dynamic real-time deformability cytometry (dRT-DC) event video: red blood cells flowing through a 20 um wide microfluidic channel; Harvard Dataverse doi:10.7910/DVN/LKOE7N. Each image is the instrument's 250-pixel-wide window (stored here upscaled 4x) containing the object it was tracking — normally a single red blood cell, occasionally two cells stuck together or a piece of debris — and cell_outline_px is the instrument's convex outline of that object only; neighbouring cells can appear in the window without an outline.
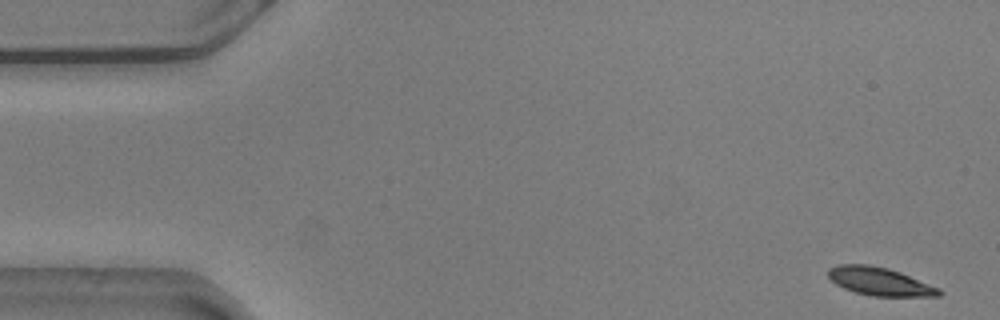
{"species": "common noctule bat (a hibernating species)", "species_latin": "Nyctalus noctula", "temperature_condition": "warm", "stored_images_in_passage": 56, "camera_frame_rate_fps": 3000, "um_per_image_px": 0.085, "animal": {"sex": "male", "body_mass_g": 20.5, "forearm_length_mm": 52.5}, "frame": {"image": 1, "passage_image": 1, "time_ms": 0.0, "image_size_px": [1000, 320], "cell_outline_px": [[944, 292], [940, 296], [872, 296], [856, 292], [844, 288], [836, 284], [828, 276], [828, 268], [840, 264], [868, 264], [888, 268], [900, 272], [940, 288]], "centroid_in_image_um": [74.79, 23.92], "position_along_channel_um": 10.2, "area_um2": 18.15}}
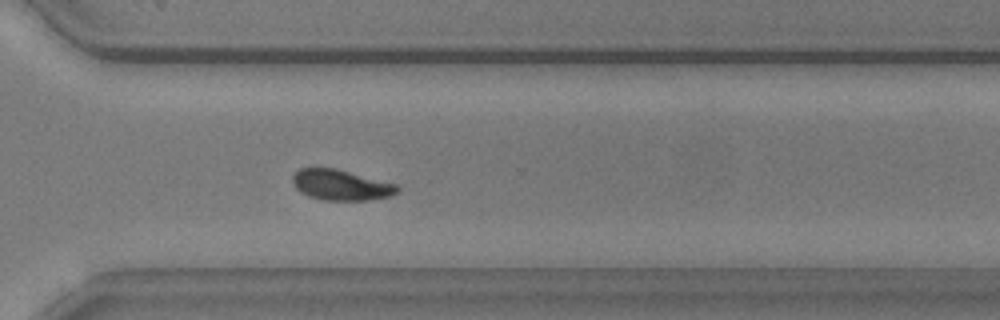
{"frame": {"image": 2, "passage_image": 39, "time_ms": 12.667, "image_size_px": [1000, 320], "cell_outline_px": [[400, 192], [392, 196], [368, 200], [320, 200], [308, 196], [300, 192], [292, 184], [292, 176], [300, 168], [336, 168], [396, 184], [400, 188]], "centroid_in_image_um": [28.98, 15.73], "position_along_channel_um": 341.6, "area_um2": 18.84}}
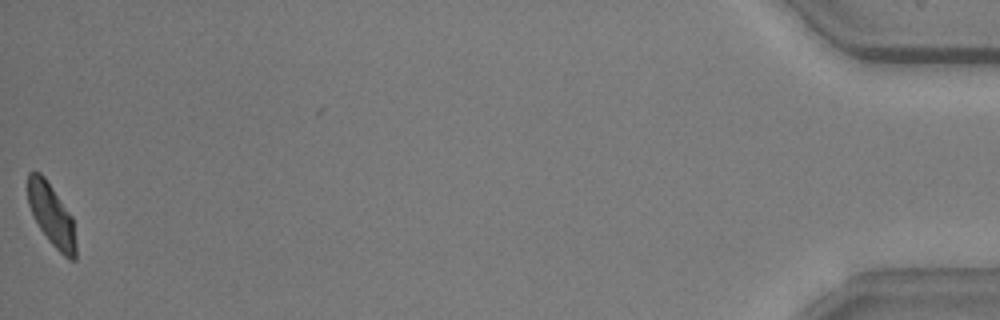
{"frame": {"image": 3, "passage_image": 55, "time_ms": 18.0, "image_size_px": [1000, 320], "cell_outline_px": [[76, 260], [68, 260], [48, 240], [40, 228], [28, 204], [28, 172], [40, 172], [44, 176], [72, 216], [76, 244]], "centroid_in_image_um": [4.39, 18.29], "position_along_channel_um": 430.8, "area_um2": 17.17}, "authors_computed_cell_mechanics": {"area_um2": 18.6983, "velocity_mm_per_s": 3.5877, "shape_relaxation_time_tau1_ms": 2.3038, "shape_relaxation_time_tau2_ms": 6.0138, "deformation_change_tau1": 0.1225, "deformation_change_tau2": 0.0858}}